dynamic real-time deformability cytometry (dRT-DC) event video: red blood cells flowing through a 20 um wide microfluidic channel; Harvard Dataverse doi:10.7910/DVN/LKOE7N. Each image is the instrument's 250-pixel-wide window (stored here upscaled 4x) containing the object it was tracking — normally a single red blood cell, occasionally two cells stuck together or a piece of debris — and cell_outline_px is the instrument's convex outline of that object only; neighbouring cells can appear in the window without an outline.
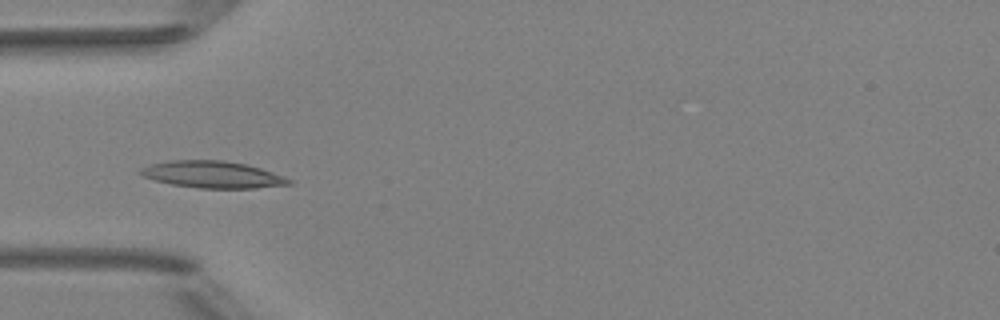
{"species": "Egyptian fruit bat (a non-hibernating species)", "species_latin": "Rousettus aegyptiacus", "temperature_condition": "room temperature", "stored_images_in_passage": 5, "camera_frame_rate_fps": 3000, "um_per_image_px": 0.085, "animal": {"sex": "female"}, "frame": {"image": 1, "passage_image": 5, "time_ms": 4.667, "image_size_px": [1000, 320], "cell_outline_px": [[292, 184], [256, 188], [200, 188], [172, 184], [156, 180], [144, 176], [136, 172], [140, 168], [148, 164], [168, 160], [224, 160], [244, 164], [260, 168], [284, 176], [292, 180]], "centroid_in_image_um": [18.04, 14.83], "position_along_channel_um": 67.0, "area_um2": 23.24}}